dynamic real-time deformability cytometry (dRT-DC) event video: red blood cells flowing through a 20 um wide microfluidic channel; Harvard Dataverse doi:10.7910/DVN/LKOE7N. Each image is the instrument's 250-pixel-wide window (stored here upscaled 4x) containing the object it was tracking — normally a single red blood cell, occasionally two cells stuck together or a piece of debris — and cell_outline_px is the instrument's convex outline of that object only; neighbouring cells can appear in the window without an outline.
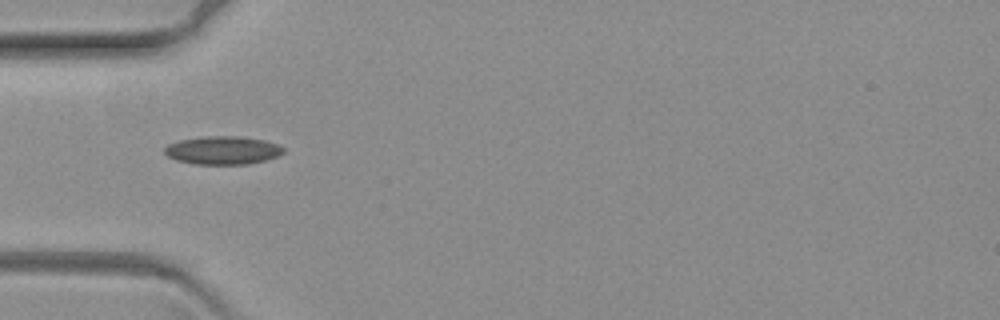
{"species": "common noctule bat (a hibernating species)", "species_latin": "Nyctalus noctula", "temperature_condition": "warm", "stored_images_in_passage": 46, "camera_frame_rate_fps": 3000, "um_per_image_px": 0.085, "animal": {"sex": "female", "body_mass_g": 19.3, "forearm_length_mm": 54.1}, "frame": {"image": 1, "passage_image": 1, "time_ms": 0.0, "image_size_px": [1000, 320], "cell_outline_px": [[284, 152], [276, 156], [264, 160], [248, 164], [196, 164], [176, 160], [168, 156], [164, 152], [164, 148], [168, 144], [180, 140], [208, 136], [236, 136], [264, 140], [276, 144], [284, 148]], "centroid_in_image_um": [18.91, 12.77], "position_along_channel_um": 66.1, "area_um2": 19.31}}
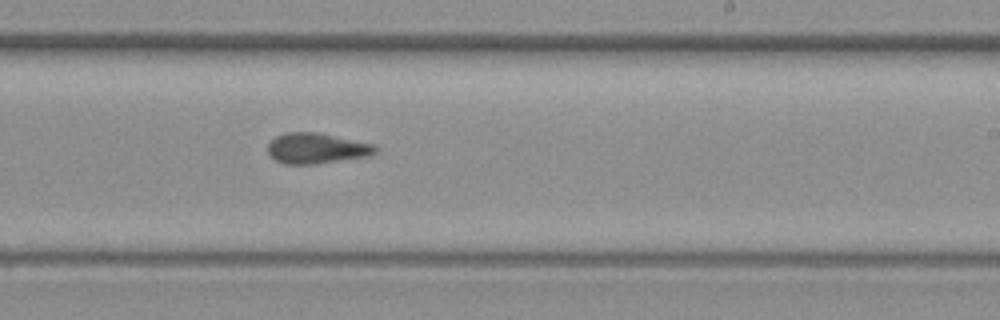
{"frame": {"image": 2, "passage_image": 20, "time_ms": 6.333, "image_size_px": [1000, 320], "cell_outline_px": [[380, 148], [372, 156], [316, 164], [284, 164], [276, 160], [268, 152], [268, 144], [276, 136], [288, 132], [316, 132], [372, 144]], "centroid_in_image_um": [26.94, 12.62], "position_along_channel_um": 262.1, "area_um2": 19.13}}
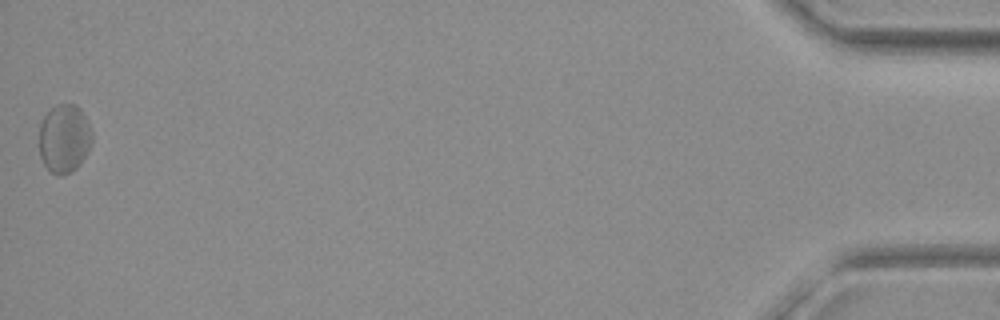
{"frame": {"image": 3, "passage_image": 46, "time_ms": 15.0, "image_size_px": [1000, 320], "cell_outline_px": [[92, 144], [76, 168], [60, 176], [56, 176], [44, 164], [40, 156], [40, 124], [44, 116], [56, 104], [76, 104], [80, 108], [92, 128]], "centroid_in_image_um": [5.48, 11.75], "position_along_channel_um": 429.7, "area_um2": 21.04}}